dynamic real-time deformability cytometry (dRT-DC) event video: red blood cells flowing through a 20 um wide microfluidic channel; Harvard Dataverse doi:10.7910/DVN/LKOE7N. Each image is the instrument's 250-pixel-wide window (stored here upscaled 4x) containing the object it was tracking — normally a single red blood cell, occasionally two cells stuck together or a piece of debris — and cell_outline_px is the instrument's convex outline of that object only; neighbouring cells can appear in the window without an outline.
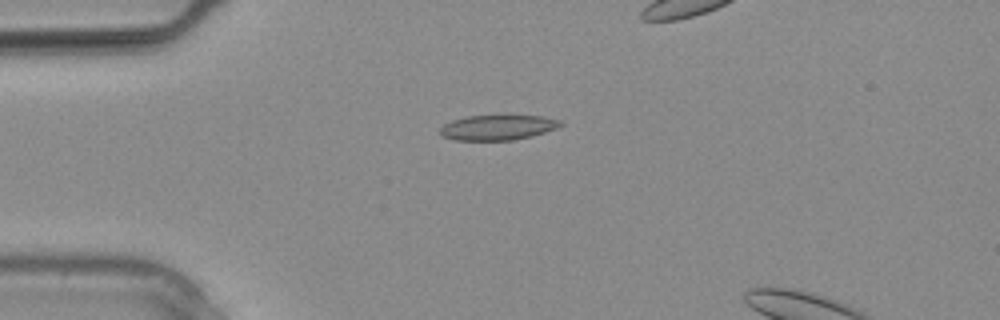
{"species": "common noctule bat (a hibernating species)", "species_latin": "Nyctalus noctula", "temperature_condition": "warm", "stored_images_in_passage": 3, "camera_frame_rate_fps": 3000, "um_per_image_px": 0.085, "animal": {"sex": "male", "body_mass_g": 20.4}, "frame": {"image": 1, "passage_image": 1, "time_ms": 0.0, "image_size_px": [1000, 320], "cell_outline_px": [[564, 124], [556, 128], [532, 136], [512, 140], [456, 140], [440, 136], [436, 132], [444, 124], [452, 120], [468, 116], [540, 116], [560, 120]], "centroid_in_image_um": [42.25, 10.84], "position_along_channel_um": 42.8, "area_um2": 17.57}}